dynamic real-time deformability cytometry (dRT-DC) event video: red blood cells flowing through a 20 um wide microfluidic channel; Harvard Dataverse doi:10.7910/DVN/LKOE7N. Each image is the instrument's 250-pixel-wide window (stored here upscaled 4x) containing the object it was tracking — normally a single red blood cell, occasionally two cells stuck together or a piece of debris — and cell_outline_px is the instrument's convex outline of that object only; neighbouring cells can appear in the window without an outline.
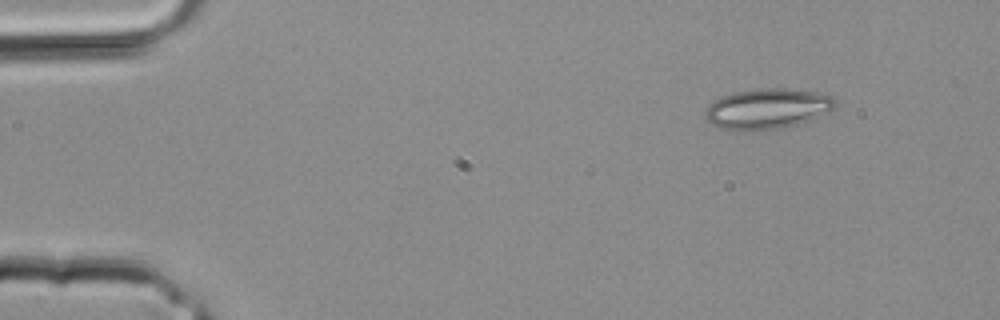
{"species": "common noctule bat (a hibernating species)", "species_latin": "Nyctalus noctula", "temperature_condition": "room temperature", "stored_images_in_passage": 2, "camera_frame_rate_fps": 3000, "um_per_image_px": 0.085, "animal": {"sex": "male", "body_mass_g": 20.4}, "frame": {"image": 1, "passage_image": 2, "time_ms": 0.333, "image_size_px": [1000, 320], "cell_outline_px": [[836, 104], [828, 112], [808, 120], [784, 128], [736, 132], [720, 128], [712, 124], [704, 116], [704, 112], [716, 100], [732, 92], [760, 88], [780, 88], [816, 92], [832, 96], [836, 100]], "centroid_in_image_um": [65.2, 9.26], "position_along_channel_um": 19.8, "area_um2": 30.52}}